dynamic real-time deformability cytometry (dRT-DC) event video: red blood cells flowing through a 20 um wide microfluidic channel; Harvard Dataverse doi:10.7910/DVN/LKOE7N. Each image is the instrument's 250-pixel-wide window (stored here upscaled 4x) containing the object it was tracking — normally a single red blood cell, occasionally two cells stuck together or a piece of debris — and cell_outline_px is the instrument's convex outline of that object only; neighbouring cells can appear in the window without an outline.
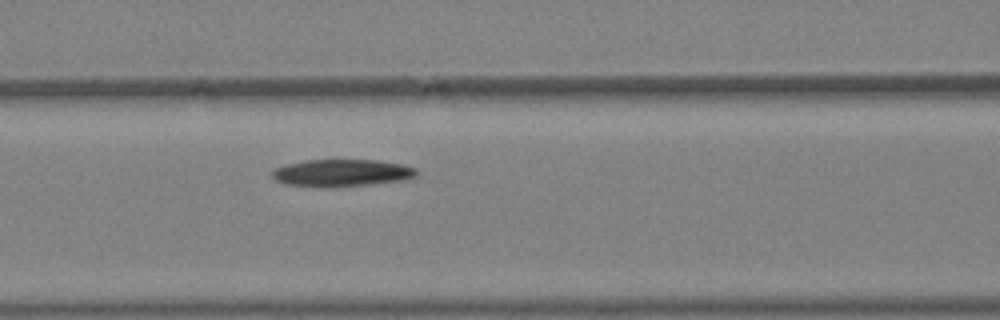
{"species": "Egyptian fruit bat (a non-hibernating species)", "species_latin": "Rousettus aegyptiacus", "temperature_condition": "warm", "stored_images_in_passage": 4, "camera_frame_rate_fps": 3000, "um_per_image_px": 0.085, "animal": {"sex": "female"}, "frame": {"image": 1, "passage_image": 4, "time_ms": 1.0, "image_size_px": [1000, 320], "cell_outline_px": [[416, 176], [408, 180], [336, 188], [324, 188], [284, 184], [276, 180], [272, 176], [272, 168], [304, 160], [376, 160], [404, 164], [416, 168]], "centroid_in_image_um": [29.05, 14.71], "position_along_channel_um": 137.5, "area_um2": 23.41}}